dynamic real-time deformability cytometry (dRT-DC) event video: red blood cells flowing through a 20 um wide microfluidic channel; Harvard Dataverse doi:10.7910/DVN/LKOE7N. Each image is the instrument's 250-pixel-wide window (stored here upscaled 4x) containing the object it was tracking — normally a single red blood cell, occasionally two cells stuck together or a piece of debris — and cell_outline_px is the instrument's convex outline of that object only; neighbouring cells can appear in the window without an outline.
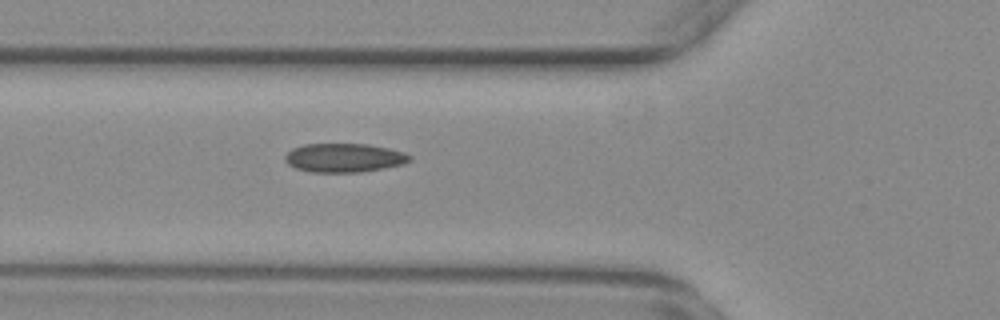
{"species": "common noctule bat (a hibernating species)", "species_latin": "Nyctalus noctula", "temperature_condition": "warm", "stored_images_in_passage": 39, "camera_frame_rate_fps": 3000, "um_per_image_px": 0.085, "animal": {"sex": "female", "body_mass_g": 29.2, "forearm_length_mm": 56.3}, "frame": {"image": 1, "passage_image": 4, "time_ms": 1.0, "image_size_px": [1000, 320], "cell_outline_px": [[412, 160], [404, 164], [360, 172], [312, 172], [296, 168], [288, 164], [284, 160], [284, 156], [292, 148], [304, 144], [368, 144], [388, 148], [404, 152], [412, 156]], "centroid_in_image_um": [29.25, 13.41], "position_along_channel_um": 96.5, "area_um2": 20.98}}
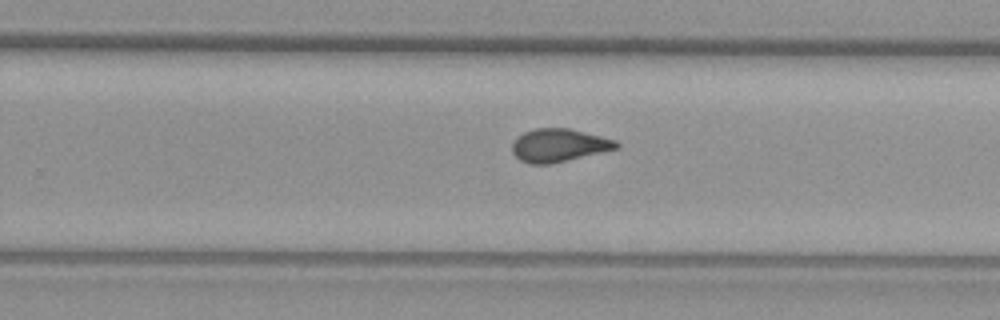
{"frame": {"image": 2, "passage_image": 19, "time_ms": 6.0, "image_size_px": [1000, 320], "cell_outline_px": [[620, 148], [548, 164], [528, 164], [520, 160], [512, 152], [512, 144], [516, 136], [524, 132], [536, 128], [568, 128], [616, 140], [620, 144]], "centroid_in_image_um": [47.48, 12.35], "position_along_channel_um": 282.3, "area_um2": 20.0}}
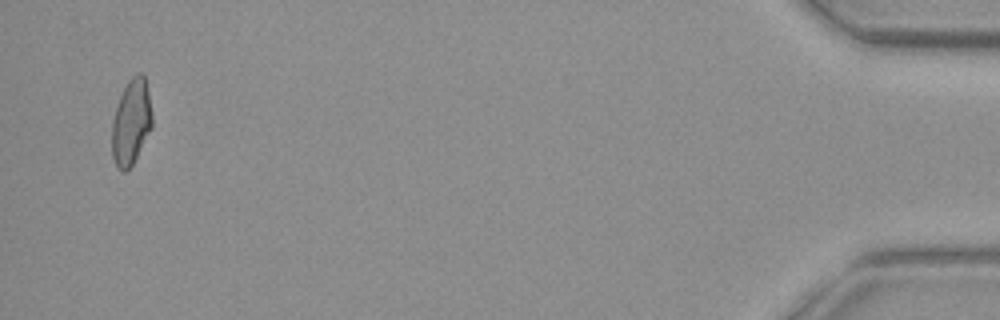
{"frame": {"image": 3, "passage_image": 38, "time_ms": 12.333, "image_size_px": [1000, 320], "cell_outline_px": [[152, 128], [132, 164], [124, 172], [116, 168], [112, 156], [112, 120], [120, 96], [128, 80], [136, 72], [140, 72], [144, 76], [148, 92], [152, 112]], "centroid_in_image_um": [11.14, 10.38], "position_along_channel_um": 424.1, "area_um2": 20.0}}